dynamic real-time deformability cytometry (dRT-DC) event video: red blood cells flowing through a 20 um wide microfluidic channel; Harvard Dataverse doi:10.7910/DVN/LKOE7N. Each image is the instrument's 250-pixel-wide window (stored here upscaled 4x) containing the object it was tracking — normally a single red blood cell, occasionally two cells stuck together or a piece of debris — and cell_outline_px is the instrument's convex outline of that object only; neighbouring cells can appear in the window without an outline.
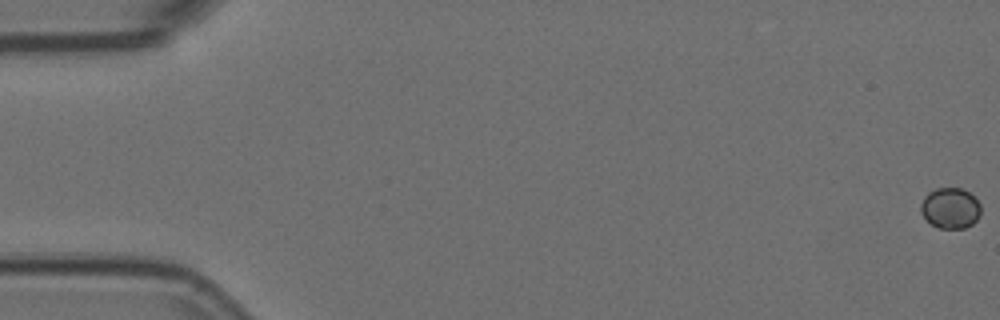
{"species": "Egyptian fruit bat (a non-hibernating species)", "species_latin": "Rousettus aegyptiacus", "temperature_condition": "room temperature", "stored_images_in_passage": 5, "camera_frame_rate_fps": 3000, "um_per_image_px": 0.085, "animal": {"sex": "female"}, "frame": {"image": 1, "passage_image": 1, "time_ms": 0.0, "image_size_px": [1000, 320], "cell_outline_px": [[980, 216], [972, 224], [964, 228], [940, 228], [932, 224], [920, 212], [920, 204], [924, 196], [928, 192], [936, 188], [960, 188], [968, 192], [980, 204]], "centroid_in_image_um": [80.76, 17.68], "position_along_channel_um": 4.2, "area_um2": 14.16}}